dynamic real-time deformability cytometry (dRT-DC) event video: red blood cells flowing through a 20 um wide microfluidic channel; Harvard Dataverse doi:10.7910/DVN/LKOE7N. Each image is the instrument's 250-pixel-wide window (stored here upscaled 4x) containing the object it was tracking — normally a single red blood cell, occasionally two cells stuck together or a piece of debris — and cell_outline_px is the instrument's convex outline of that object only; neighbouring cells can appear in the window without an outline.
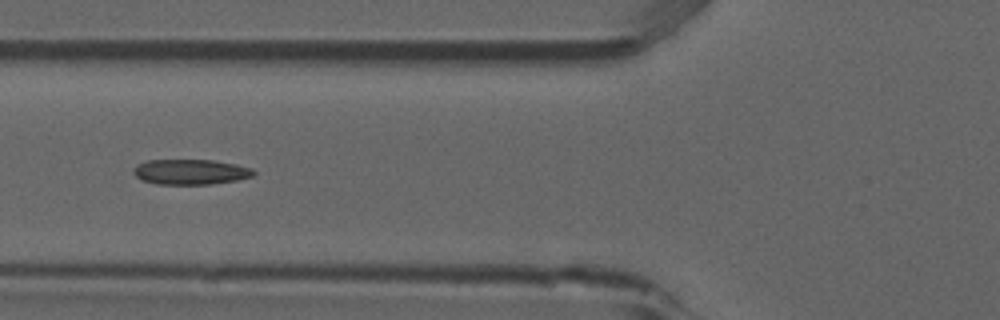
{"species": "common noctule bat (a hibernating species)", "species_latin": "Nyctalus noctula", "temperature_condition": "room temperature", "stored_images_in_passage": 8, "camera_frame_rate_fps": 3000, "um_per_image_px": 0.085, "animal": {"sex": "male", "forearm_length_mm": 52.5}, "frame": {"image": 1, "passage_image": 6, "time_ms": 1.667, "image_size_px": [1000, 320], "cell_outline_px": [[256, 172], [252, 176], [236, 180], [212, 184], [156, 184], [144, 180], [136, 176], [132, 172], [132, 168], [136, 164], [148, 160], [216, 160], [236, 164], [252, 168]], "centroid_in_image_um": [16.19, 14.6], "position_along_channel_um": 109.6, "area_um2": 17.74}}
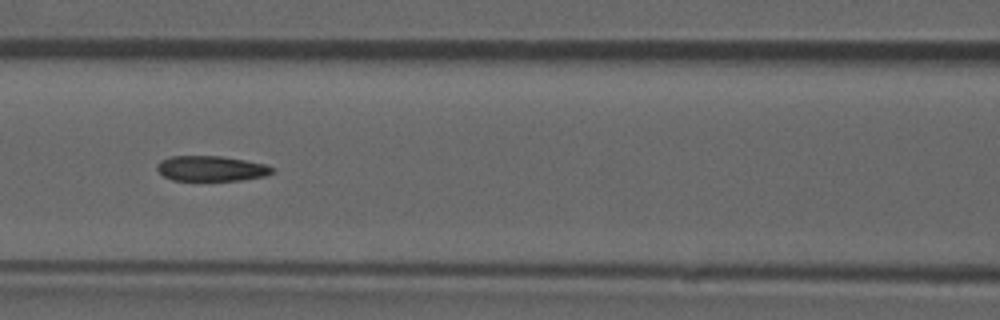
{"frame": {"image": 2, "passage_image": 7, "time_ms": 2.0, "image_size_px": [1000, 320], "cell_outline_px": [[276, 168], [272, 172], [264, 176], [240, 180], [172, 180], [164, 176], [156, 168], [156, 164], [160, 160], [172, 156], [220, 156], [244, 160], [264, 164]], "centroid_in_image_um": [17.93, 14.32], "position_along_channel_um": 148.7, "area_um2": 16.82}}